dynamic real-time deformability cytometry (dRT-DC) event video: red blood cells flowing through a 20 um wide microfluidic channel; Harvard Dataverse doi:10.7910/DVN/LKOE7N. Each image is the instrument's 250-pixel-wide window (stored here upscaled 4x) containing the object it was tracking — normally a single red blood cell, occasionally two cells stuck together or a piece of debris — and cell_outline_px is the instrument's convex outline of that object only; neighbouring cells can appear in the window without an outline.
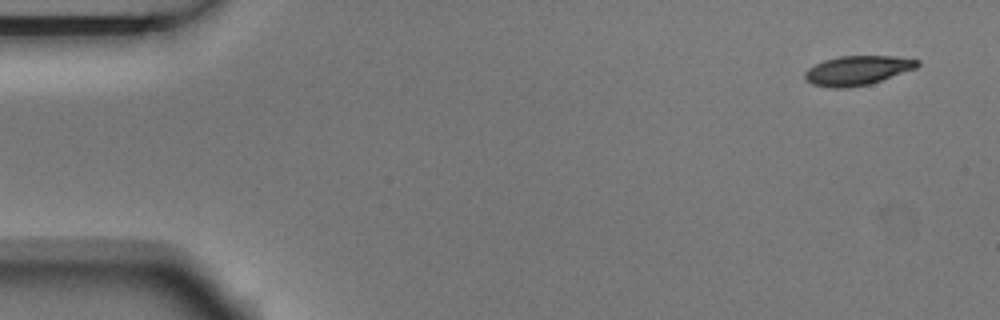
{"species": "Egyptian fruit bat (a non-hibernating species)", "species_latin": "Rousettus aegyptiacus", "temperature_condition": "room temperature", "stored_images_in_passage": 4, "camera_frame_rate_fps": 3000, "um_per_image_px": 0.085, "animal": {"sex": "male"}, "frame": {"image": 1, "passage_image": 1, "time_ms": 0.0, "image_size_px": [1000, 320], "cell_outline_px": [[920, 64], [916, 68], [868, 84], [848, 88], [832, 88], [812, 84], [804, 76], [804, 72], [808, 68], [824, 60], [840, 56], [892, 56], [920, 60]], "centroid_in_image_um": [72.87, 5.98], "position_along_channel_um": 12.1, "area_um2": 19.02}}
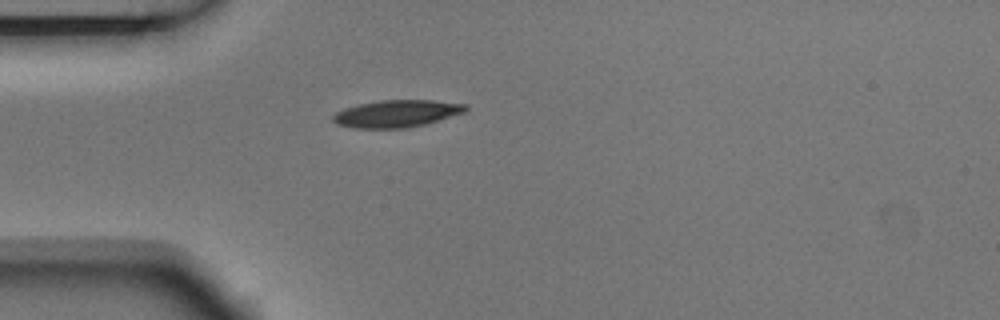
{"frame": {"image": 2, "passage_image": 4, "time_ms": 1.0, "image_size_px": [1000, 320], "cell_outline_px": [[468, 108], [464, 112], [424, 124], [408, 128], [352, 128], [336, 124], [332, 120], [332, 116], [336, 112], [344, 108], [360, 104], [380, 100], [432, 100], [468, 104]], "centroid_in_image_um": [33.69, 9.65], "position_along_channel_um": 51.3, "area_um2": 20.98}}